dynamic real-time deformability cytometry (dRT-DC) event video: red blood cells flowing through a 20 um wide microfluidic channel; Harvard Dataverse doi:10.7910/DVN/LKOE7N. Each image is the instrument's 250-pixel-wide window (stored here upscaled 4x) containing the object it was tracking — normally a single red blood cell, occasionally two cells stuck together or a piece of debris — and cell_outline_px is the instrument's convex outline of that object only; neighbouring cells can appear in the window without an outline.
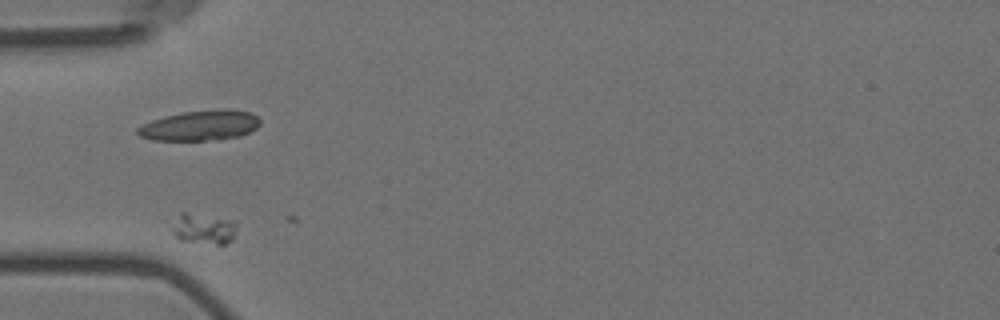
{"species": "Egyptian fruit bat (a non-hibernating species)", "species_latin": "Rousettus aegyptiacus", "temperature_condition": "room temperature", "stored_images_in_passage": 40, "camera_frame_rate_fps": 3000, "um_per_image_px": 0.085, "animal": {"sex": "female"}, "frame": {"image": 1, "passage_image": 1, "time_ms": 0.0, "image_size_px": [1000, 320], "cell_outline_px": [[236, 224], [232, 240], [224, 244], [216, 244], [180, 240], [172, 232], [180, 212], [184, 212], [236, 220]], "centroid_in_image_um": [17.35, 19.44], "position_along_channel_um": 67.7, "area_um2": 11.27}}
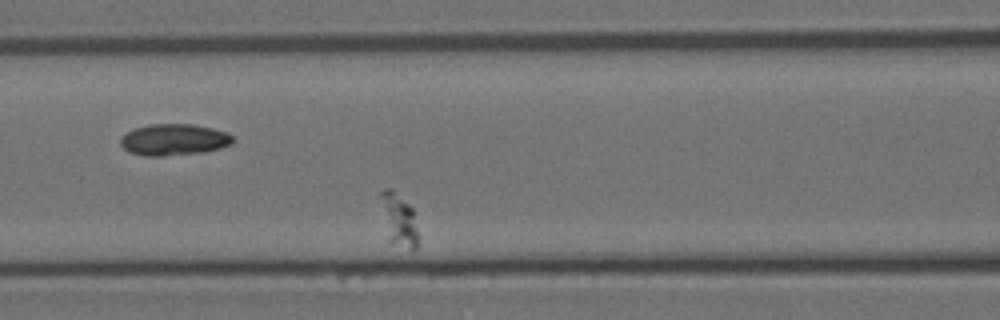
{"frame": {"image": 2, "passage_image": 8, "time_ms": 2.333, "image_size_px": [1000, 320], "cell_outline_px": [[416, 248], [412, 248], [388, 240], [380, 196], [380, 192], [384, 188], [392, 188], [412, 208], [416, 232]], "centroid_in_image_um": [33.85, 18.59], "position_along_channel_um": 132.7, "area_um2": 10.75}}
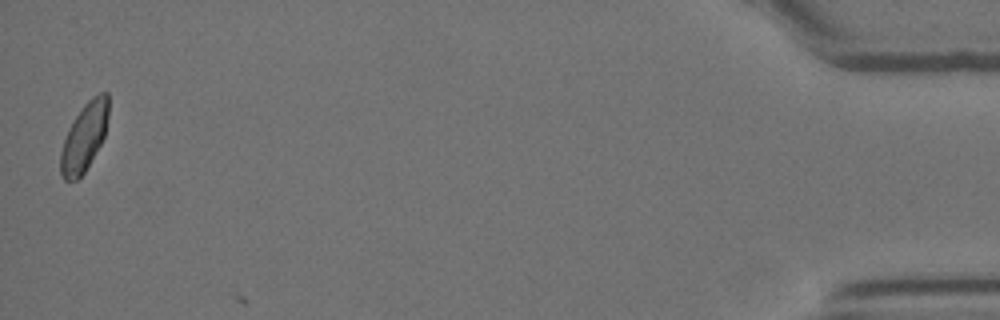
{"frame": {"image": 3, "passage_image": 39, "time_ms": 12.667, "image_size_px": [1000, 320], "cell_outline_px": [[108, 116], [104, 136], [100, 144], [84, 172], [76, 180], [64, 180], [60, 172], [60, 152], [68, 128], [84, 104], [92, 96], [100, 92], [108, 92]], "centroid_in_image_um": [7.15, 11.63], "position_along_channel_um": 428.0, "area_um2": 18.79}}